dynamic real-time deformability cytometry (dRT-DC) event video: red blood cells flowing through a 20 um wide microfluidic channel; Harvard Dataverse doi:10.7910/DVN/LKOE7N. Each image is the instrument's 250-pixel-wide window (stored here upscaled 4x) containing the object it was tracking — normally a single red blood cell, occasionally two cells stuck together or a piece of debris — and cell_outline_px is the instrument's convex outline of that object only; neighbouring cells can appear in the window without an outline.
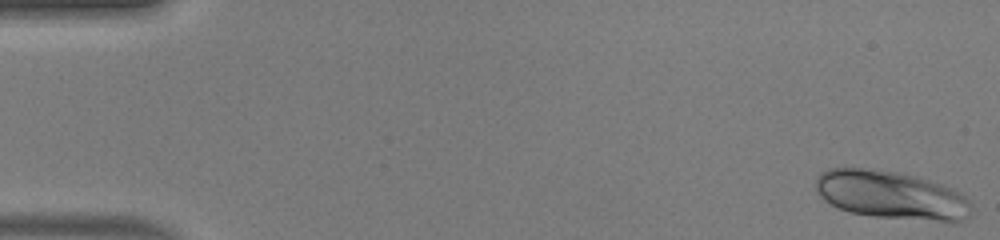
{"species": "human", "species_latin": "Homo sapiens", "temperature_condition": "warm", "stored_images_in_passage": 50, "camera_frame_rate_fps": 3000, "um_per_image_px": 0.085, "donor": {"sex": "male"}, "frame": {"image": 1, "passage_image": 1, "time_ms": 0.0, "image_size_px": [1000, 240], "cell_outline_px": [[972, 204], [968, 216], [964, 220], [936, 220], [872, 216], [848, 212], [824, 200], [816, 192], [816, 176], [820, 172], [828, 168], [864, 168], [896, 172], [916, 176], [940, 184], [960, 192]], "centroid_in_image_um": [75.69, 16.56], "position_along_channel_um": 9.3, "area_um2": 43.29}}
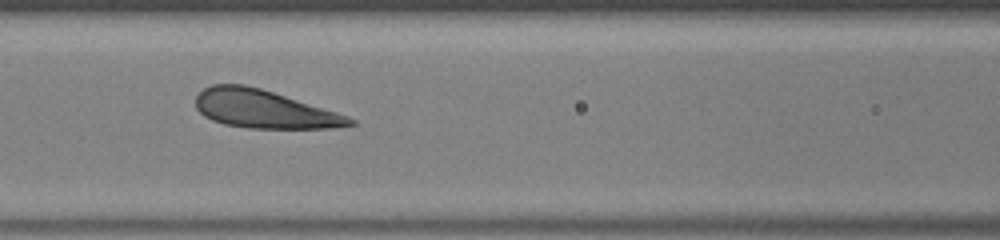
{"frame": {"image": 2, "passage_image": 22, "time_ms": 7.0, "image_size_px": [1000, 240], "cell_outline_px": [[356, 124], [336, 128], [248, 128], [224, 124], [212, 120], [204, 116], [196, 108], [196, 96], [204, 88], [212, 84], [244, 84], [260, 88], [336, 112], [348, 116], [356, 120]], "centroid_in_image_um": [22.42, 9.28], "position_along_channel_um": 144.2, "area_um2": 34.04}}
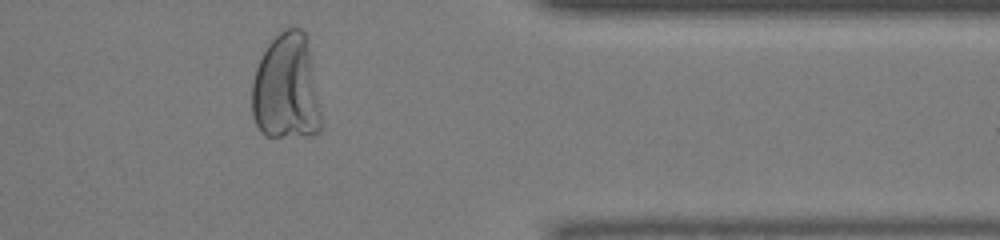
{"frame": {"image": 3, "passage_image": 41, "time_ms": 13.333, "image_size_px": [1000, 240], "cell_outline_px": [[320, 132], [312, 136], [264, 136], [260, 132], [256, 124], [252, 112], [252, 80], [256, 68], [268, 44], [288, 24], [300, 28], [304, 32], [308, 40], [320, 112]], "centroid_in_image_um": [24.33, 7.45], "position_along_channel_um": 387.1, "area_um2": 43.23}}